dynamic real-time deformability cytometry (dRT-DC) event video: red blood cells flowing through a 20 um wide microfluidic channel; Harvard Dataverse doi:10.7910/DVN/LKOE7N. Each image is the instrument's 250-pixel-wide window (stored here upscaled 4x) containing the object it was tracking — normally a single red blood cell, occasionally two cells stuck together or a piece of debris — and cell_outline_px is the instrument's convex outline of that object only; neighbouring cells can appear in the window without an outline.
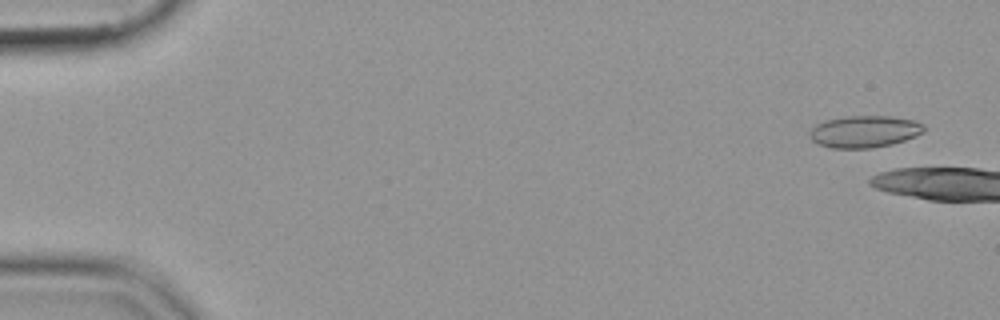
{"species": "common noctule bat (a hibernating species)", "species_latin": "Nyctalus noctula", "temperature_condition": "cold", "stored_images_in_passage": 7, "camera_frame_rate_fps": 3000, "um_per_image_px": 0.085, "animal": {"sex": "female", "body_mass_g": 19.9}, "frame": {"image": 1, "passage_image": 1, "time_ms": 0.0, "image_size_px": [1000, 320], "cell_outline_px": [[924, 132], [916, 136], [892, 144], [872, 148], [832, 148], [820, 144], [812, 140], [808, 136], [808, 132], [816, 124], [828, 120], [844, 116], [892, 116], [916, 120], [924, 124]], "centroid_in_image_um": [73.5, 11.17], "position_along_channel_um": 11.5, "area_um2": 21.39}}